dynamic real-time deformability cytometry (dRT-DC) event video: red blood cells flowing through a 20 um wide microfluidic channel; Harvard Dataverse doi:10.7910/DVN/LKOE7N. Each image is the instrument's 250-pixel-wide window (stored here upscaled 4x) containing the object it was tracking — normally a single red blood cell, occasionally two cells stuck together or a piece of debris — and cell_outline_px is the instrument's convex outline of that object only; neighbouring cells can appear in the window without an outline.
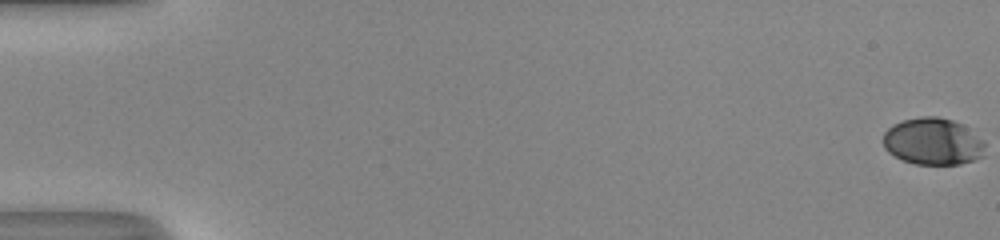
{"species": "human", "species_latin": "Homo sapiens", "temperature_condition": "room temperature", "stored_images_in_passage": 54, "camera_frame_rate_fps": 3000, "um_per_image_px": 0.085, "donor": {"sex": "male"}, "frame": {"image": 1, "passage_image": 1, "time_ms": 0.0, "image_size_px": [1000, 240], "cell_outline_px": [[984, 156], [960, 164], [916, 164], [904, 160], [888, 152], [884, 148], [884, 132], [892, 124], [904, 120], [920, 116], [936, 116], [952, 120], [960, 124], [984, 140]], "centroid_in_image_um": [79.29, 12.02], "position_along_channel_um": 5.7, "area_um2": 27.69}}
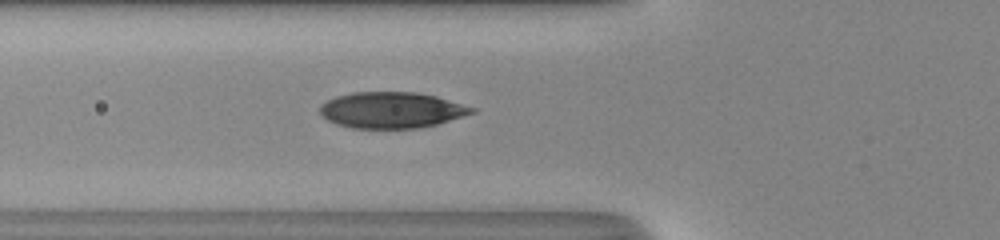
{"frame": {"image": 2, "passage_image": 22, "time_ms": 7.0, "image_size_px": [1000, 240], "cell_outline_px": [[476, 112], [464, 116], [436, 124], [420, 128], [352, 128], [336, 124], [328, 120], [320, 112], [320, 104], [336, 96], [352, 92], [416, 92], [436, 96], [476, 108]], "centroid_in_image_um": [33.28, 9.35], "position_along_channel_um": 92.5, "area_um2": 31.91}}
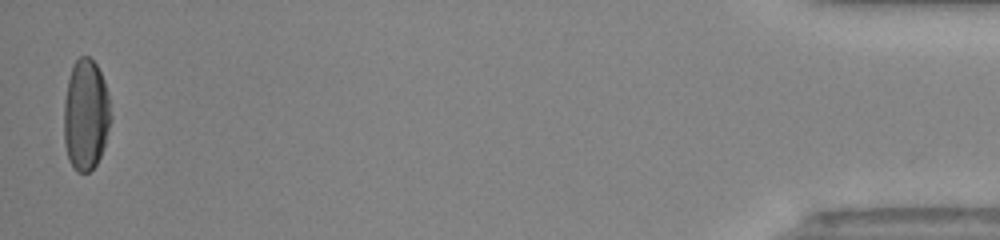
{"frame": {"image": 3, "passage_image": 53, "time_ms": 17.333, "image_size_px": [1000, 240], "cell_outline_px": [[112, 120], [100, 156], [96, 164], [88, 172], [76, 172], [72, 168], [68, 160], [64, 144], [64, 100], [68, 80], [72, 64], [80, 56], [88, 56], [96, 64], [104, 80], [108, 96], [112, 116]], "centroid_in_image_um": [7.28, 9.77], "position_along_channel_um": 427.9, "area_um2": 30.63}, "authors_computed_cell_mechanics": {"area_um2": 31.1542, "velocity_mm_per_s": 4.1247, "shape_relaxation_time_tau1_ms": 4.8816, "shape_relaxation_time_tau2_ms": 0.7548, "deformation_change_tau1": 0.208, "deformation_change_tau2": 0.0533}}